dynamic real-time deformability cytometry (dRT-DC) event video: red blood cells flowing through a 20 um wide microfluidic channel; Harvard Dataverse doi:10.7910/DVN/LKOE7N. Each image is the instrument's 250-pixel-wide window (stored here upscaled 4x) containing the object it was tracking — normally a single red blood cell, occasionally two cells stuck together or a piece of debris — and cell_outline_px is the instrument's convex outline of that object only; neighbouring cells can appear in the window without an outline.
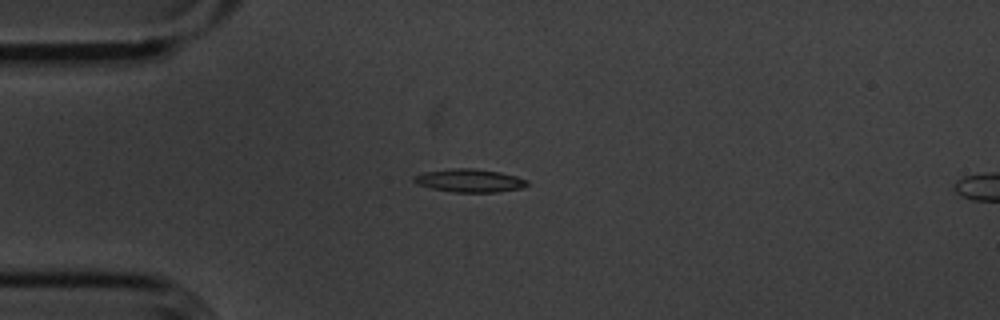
{"species": "common noctule bat (a hibernating species)", "species_latin": "Nyctalus noctula", "temperature_condition": "cold", "stored_images_in_passage": 42, "camera_frame_rate_fps": 3000, "um_per_image_px": 0.085, "animal": {"sex": "male", "body_mass_g": 20.1, "forearm_length_mm": 53.5}, "frame": {"image": 1, "passage_image": 1, "time_ms": 0.0, "image_size_px": [1000, 320], "cell_outline_px": [[528, 184], [520, 188], [496, 192], [456, 192], [432, 188], [416, 184], [412, 180], [412, 176], [424, 172], [452, 168], [472, 168], [500, 172], [516, 176], [528, 180]], "centroid_in_image_um": [39.88, 15.34], "position_along_channel_um": 45.1, "area_um2": 15.2}}
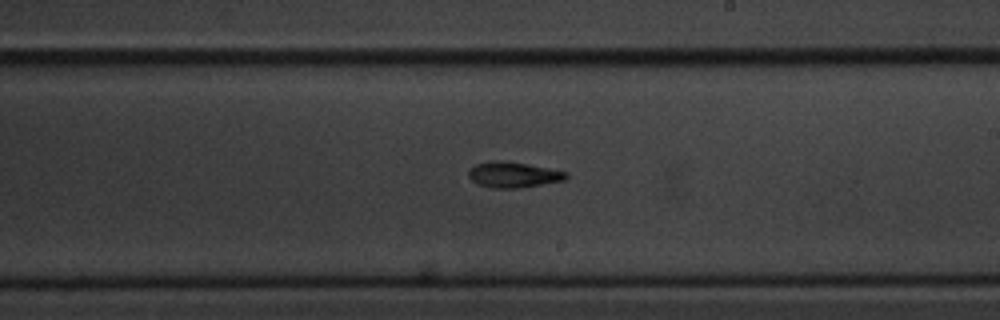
{"frame": {"image": 2, "passage_image": 19, "time_ms": 6.0, "image_size_px": [1000, 320], "cell_outline_px": [[568, 176], [564, 180], [516, 188], [492, 188], [476, 184], [468, 176], [468, 172], [476, 164], [492, 160], [504, 160], [528, 164], [568, 172]], "centroid_in_image_um": [43.6, 14.84], "position_along_channel_um": 245.4, "area_um2": 14.51}}
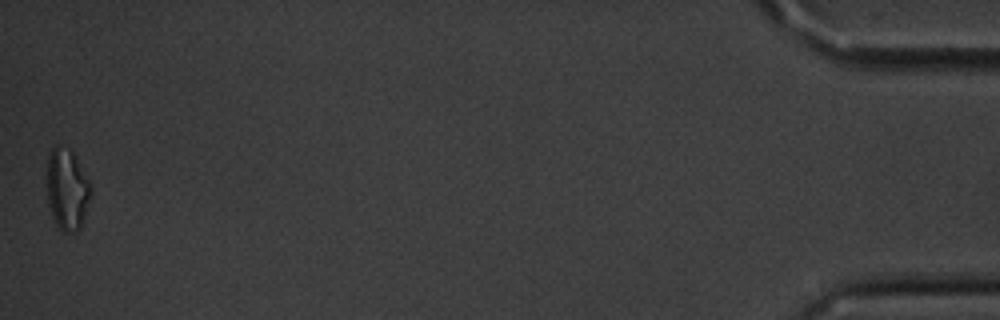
{"frame": {"image": 3, "passage_image": 42, "time_ms": 13.667, "image_size_px": [1000, 320], "cell_outline_px": [[92, 196], [84, 220], [80, 228], [76, 232], [64, 232], [56, 224], [52, 216], [48, 204], [48, 152], [56, 144], [60, 144], [72, 152], [88, 180], [92, 188]], "centroid_in_image_um": [5.72, 16.12], "position_along_channel_um": 429.5, "area_um2": 20.81}, "authors_computed_cell_mechanics": {"area_um2": 14.8257, "velocity_mm_per_s": 3.6115, "shape_relaxation_time_tau1_ms": 2.2019, "shape_relaxation_time_tau2_ms": null, "deformation_change_tau1": 0.1282, "deformation_change_tau2": null}}